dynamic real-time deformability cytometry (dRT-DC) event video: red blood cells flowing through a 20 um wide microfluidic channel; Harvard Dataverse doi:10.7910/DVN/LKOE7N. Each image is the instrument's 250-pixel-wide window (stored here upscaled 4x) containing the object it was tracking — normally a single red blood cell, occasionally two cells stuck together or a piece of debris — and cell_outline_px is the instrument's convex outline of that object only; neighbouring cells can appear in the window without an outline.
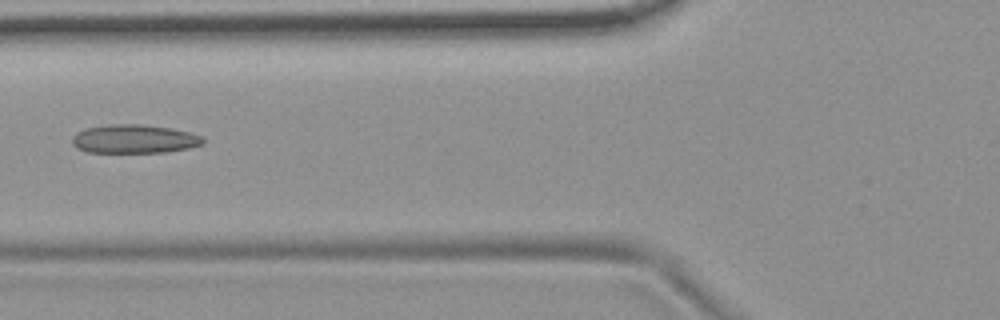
{"species": "common noctule bat (a hibernating species)", "species_latin": "Nyctalus noctula", "temperature_condition": "room temperature", "stored_images_in_passage": 10, "camera_frame_rate_fps": 3000, "um_per_image_px": 0.085, "animal": {"sex": "female", "body_mass_g": 19.9}, "frame": {"image": 1, "passage_image": 6, "time_ms": 1.667, "image_size_px": [1000, 320], "cell_outline_px": [[204, 144], [188, 148], [164, 152], [88, 152], [76, 148], [72, 144], [72, 136], [76, 132], [84, 128], [108, 124], [140, 124], [172, 128], [192, 132], [204, 136]], "centroid_in_image_um": [11.42, 11.8], "position_along_channel_um": 114.4, "area_um2": 22.14}}
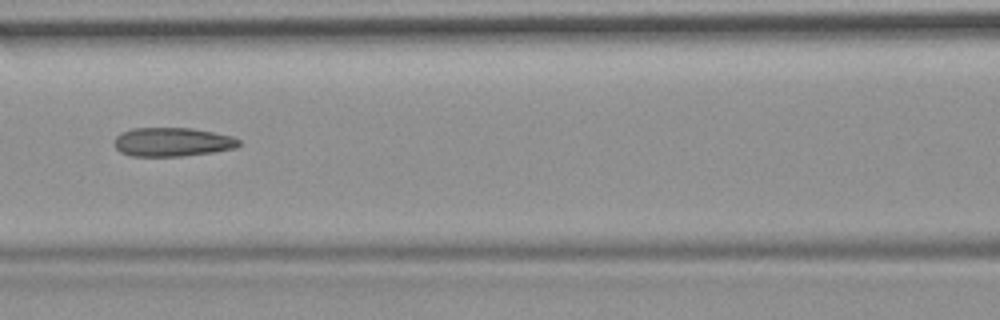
{"frame": {"image": 2, "passage_image": 7, "time_ms": 2.0, "image_size_px": [1000, 320], "cell_outline_px": [[240, 144], [236, 148], [212, 152], [180, 156], [132, 156], [120, 152], [112, 144], [112, 140], [120, 132], [132, 128], [192, 128], [232, 136], [240, 140]], "centroid_in_image_um": [14.59, 12.06], "position_along_channel_um": 152.0, "area_um2": 21.1}}
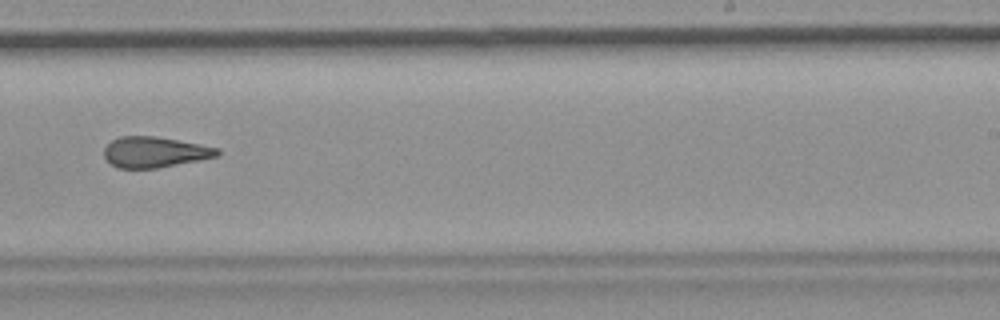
{"frame": {"image": 3, "passage_image": 10, "time_ms": 3.0, "image_size_px": [1000, 320], "cell_outline_px": [[220, 156], [200, 160], [156, 168], [116, 168], [104, 156], [104, 148], [112, 140], [120, 136], [156, 136], [200, 144], [220, 148]], "centroid_in_image_um": [13.18, 12.92], "position_along_channel_um": 275.8, "area_um2": 20.29}}